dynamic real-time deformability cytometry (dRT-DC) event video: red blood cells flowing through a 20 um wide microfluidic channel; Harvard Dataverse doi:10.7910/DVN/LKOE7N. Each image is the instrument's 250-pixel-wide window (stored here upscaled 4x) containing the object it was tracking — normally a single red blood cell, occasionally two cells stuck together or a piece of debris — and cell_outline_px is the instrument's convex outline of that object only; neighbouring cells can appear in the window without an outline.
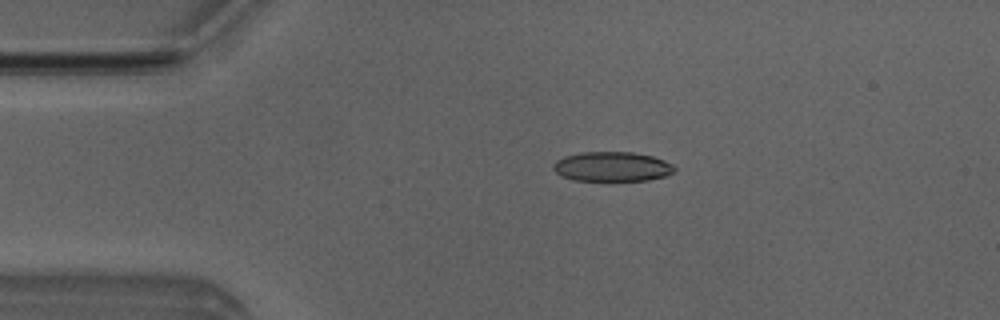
{"species": "Egyptian fruit bat (a non-hibernating species)", "species_latin": "Rousettus aegyptiacus", "temperature_condition": "room temperature", "stored_images_in_passage": 51, "camera_frame_rate_fps": 3000, "um_per_image_px": 0.085, "animal": {"sex": "male"}, "frame": {"image": 1, "passage_image": 10, "time_ms": 3.0, "image_size_px": [1000, 320], "cell_outline_px": [[676, 168], [672, 172], [664, 176], [648, 180], [572, 180], [560, 176], [552, 168], [552, 164], [556, 160], [564, 156], [580, 152], [632, 152], [652, 156], [664, 160], [672, 164]], "centroid_in_image_um": [51.98, 14.15], "position_along_channel_um": 33.0, "area_um2": 20.92}}
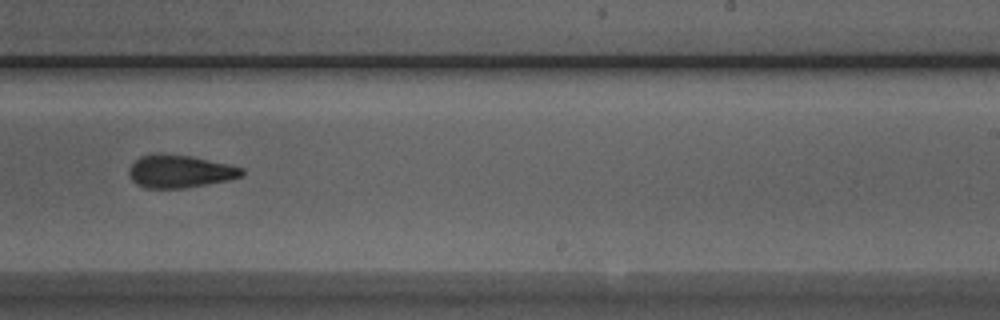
{"frame": {"image": 2, "passage_image": 31, "time_ms": 10.0, "image_size_px": [1000, 320], "cell_outline_px": [[244, 176], [228, 180], [184, 188], [144, 188], [136, 184], [132, 180], [128, 172], [128, 168], [140, 156], [160, 152], [188, 156], [228, 164], [244, 168]], "centroid_in_image_um": [15.26, 14.56], "position_along_channel_um": 273.7, "area_um2": 21.62}}
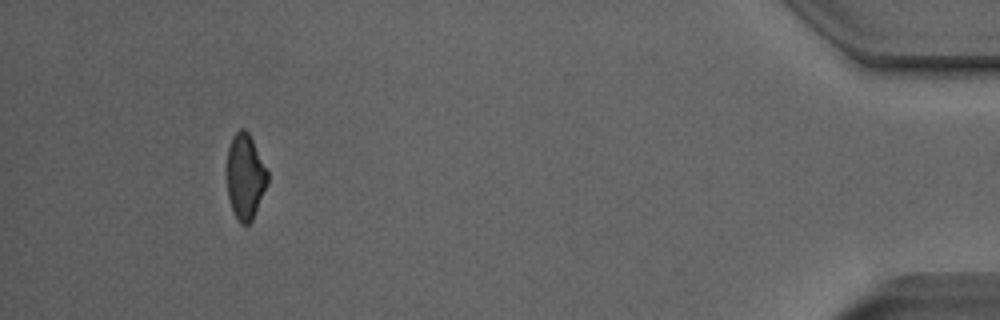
{"frame": {"image": 3, "passage_image": 47, "time_ms": 15.333, "image_size_px": [1000, 320], "cell_outline_px": [[268, 184], [252, 220], [248, 224], [240, 224], [232, 208], [228, 196], [228, 148], [232, 136], [240, 128], [244, 128], [248, 132], [268, 172]], "centroid_in_image_um": [20.86, 15.01], "position_along_channel_um": 414.3, "area_um2": 19.88}, "authors_computed_cell_mechanics": {"area_um2": 21.6172, "velocity_mm_per_s": 3.999, "shape_relaxation_time_tau1_ms": 5.5296, "shape_relaxation_time_tau2_ms": 2.0046, "deformation_change_tau1": 0.1397, "deformation_change_tau2": 0.0939}}